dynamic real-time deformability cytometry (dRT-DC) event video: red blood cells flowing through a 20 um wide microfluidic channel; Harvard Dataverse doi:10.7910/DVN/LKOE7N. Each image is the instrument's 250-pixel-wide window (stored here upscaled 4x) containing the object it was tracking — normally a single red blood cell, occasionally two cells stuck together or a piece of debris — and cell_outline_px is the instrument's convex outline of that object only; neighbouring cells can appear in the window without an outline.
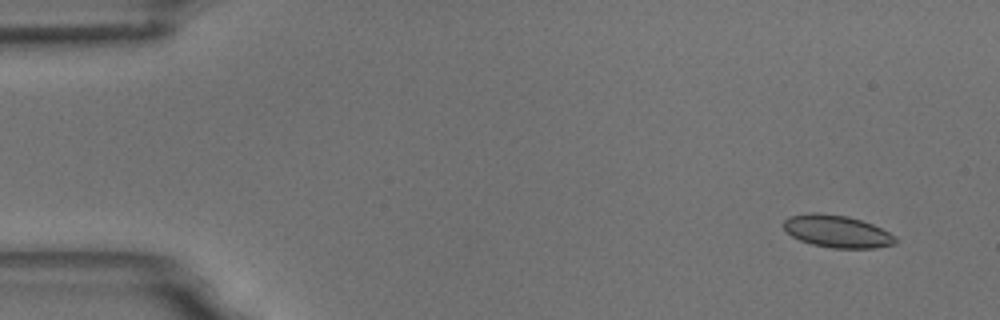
{"species": "common noctule bat (a hibernating species)", "species_latin": "Nyctalus noctula", "temperature_condition": "room temperature", "stored_images_in_passage": 4, "camera_frame_rate_fps": 3000, "um_per_image_px": 0.085, "animal": {"sex": "male", "body_mass_g": 18.8}, "frame": {"image": 1, "passage_image": 1, "time_ms": 0.0, "image_size_px": [1000, 320], "cell_outline_px": [[896, 244], [876, 248], [832, 248], [812, 244], [800, 240], [784, 232], [784, 220], [788, 216], [808, 212], [820, 212], [848, 216], [872, 224], [896, 236]], "centroid_in_image_um": [71.12, 19.66], "position_along_channel_um": 13.9, "area_um2": 21.27}}